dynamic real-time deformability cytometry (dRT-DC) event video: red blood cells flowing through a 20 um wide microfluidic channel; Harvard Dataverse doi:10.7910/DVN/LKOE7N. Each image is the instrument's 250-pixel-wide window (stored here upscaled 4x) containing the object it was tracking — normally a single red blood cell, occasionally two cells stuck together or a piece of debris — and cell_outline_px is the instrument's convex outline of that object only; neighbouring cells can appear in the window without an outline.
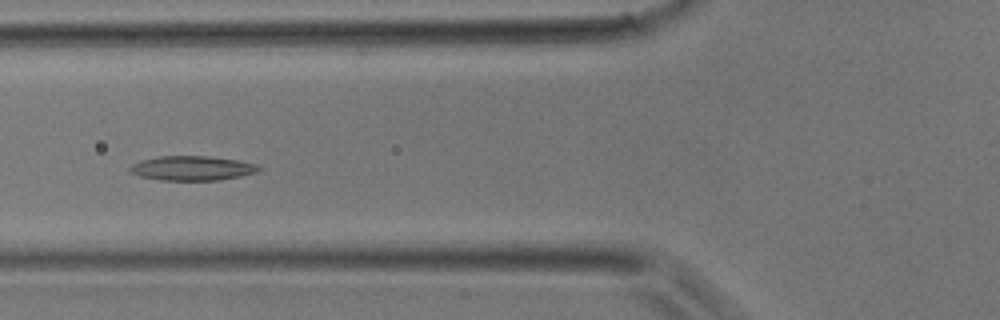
{"species": "common noctule bat (a hibernating species)", "species_latin": "Nyctalus noctula", "temperature_condition": "room temperature", "stored_images_in_passage": 28, "camera_frame_rate_fps": 3000, "um_per_image_px": 0.085, "animal": {"sex": "male", "body_mass_g": 17.9}, "frame": {"image": 1, "passage_image": 14, "time_ms": 4.333, "image_size_px": [1000, 320], "cell_outline_px": [[260, 168], [256, 172], [240, 176], [216, 180], [160, 180], [140, 176], [128, 172], [128, 168], [132, 164], [140, 160], [160, 156], [208, 156], [236, 160], [256, 164]], "centroid_in_image_um": [16.26, 14.29], "position_along_channel_um": 109.5, "area_um2": 18.26}}
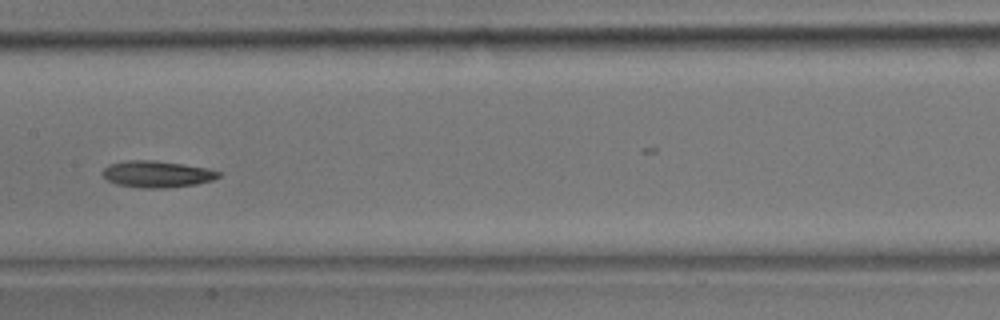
{"frame": {"image": 2, "passage_image": 19, "time_ms": 6.0, "image_size_px": [1000, 320], "cell_outline_px": [[220, 176], [212, 180], [196, 184], [168, 188], [140, 188], [116, 184], [108, 180], [100, 172], [108, 164], [124, 160], [152, 160], [184, 164], [204, 168], [220, 172]], "centroid_in_image_um": [13.29, 14.8], "position_along_channel_um": 194.1, "area_um2": 18.03}}
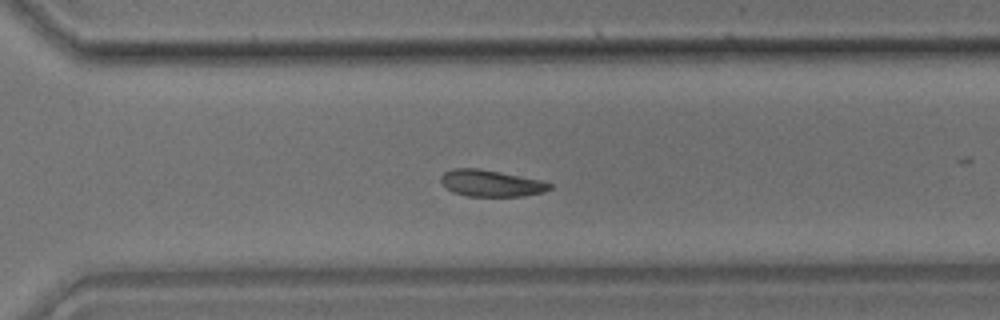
{"frame": {"image": 3, "passage_image": 27, "time_ms": 8.667, "image_size_px": [1000, 320], "cell_outline_px": [[552, 188], [544, 192], [524, 196], [468, 196], [452, 192], [444, 188], [440, 180], [440, 176], [444, 172], [452, 168], [476, 168], [500, 172], [540, 180], [552, 184]], "centroid_in_image_um": [41.69, 15.58], "position_along_channel_um": 328.9, "area_um2": 16.94}}